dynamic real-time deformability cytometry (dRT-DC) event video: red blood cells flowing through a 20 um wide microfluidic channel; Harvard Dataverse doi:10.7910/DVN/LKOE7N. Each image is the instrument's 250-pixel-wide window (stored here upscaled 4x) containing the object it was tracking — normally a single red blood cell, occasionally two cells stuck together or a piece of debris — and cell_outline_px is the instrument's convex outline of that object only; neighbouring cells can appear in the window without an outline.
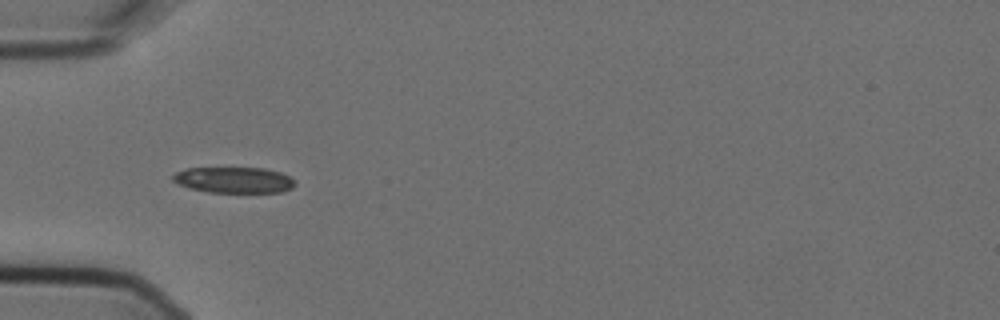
{"species": "Egyptian fruit bat (a non-hibernating species)", "species_latin": "Rousettus aegyptiacus", "temperature_condition": "cold", "stored_images_in_passage": 7, "camera_frame_rate_fps": 3000, "um_per_image_px": 0.085, "animal": {"sex": "female"}, "frame": {"image": 1, "passage_image": 4, "time_ms": 1.0, "image_size_px": [1000, 320], "cell_outline_px": [[296, 184], [292, 188], [284, 192], [208, 192], [188, 188], [172, 180], [172, 176], [176, 172], [188, 168], [264, 168], [280, 172], [288, 176]], "centroid_in_image_um": [19.88, 15.3], "position_along_channel_um": 65.1, "area_um2": 18.38}}
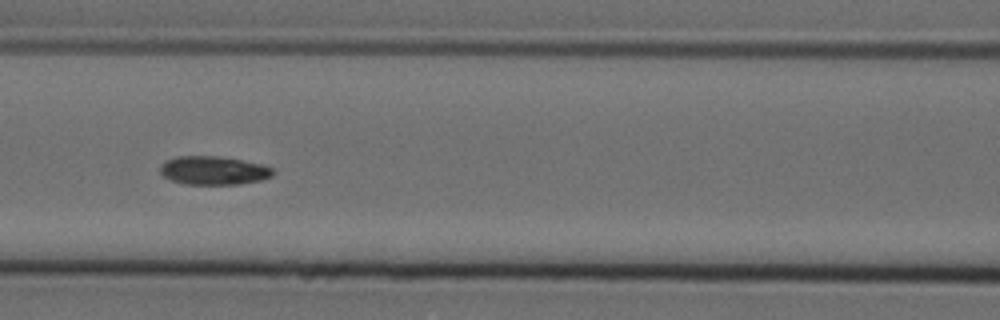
{"frame": {"image": 2, "passage_image": 6, "time_ms": 1.667, "image_size_px": [1000, 320], "cell_outline_px": [[276, 172], [272, 176], [260, 180], [240, 184], [184, 184], [172, 180], [164, 176], [160, 172], [160, 164], [164, 160], [176, 156], [216, 156], [240, 160], [260, 164], [272, 168]], "centroid_in_image_um": [18.12, 14.49], "position_along_channel_um": 148.5, "area_um2": 18.73}}
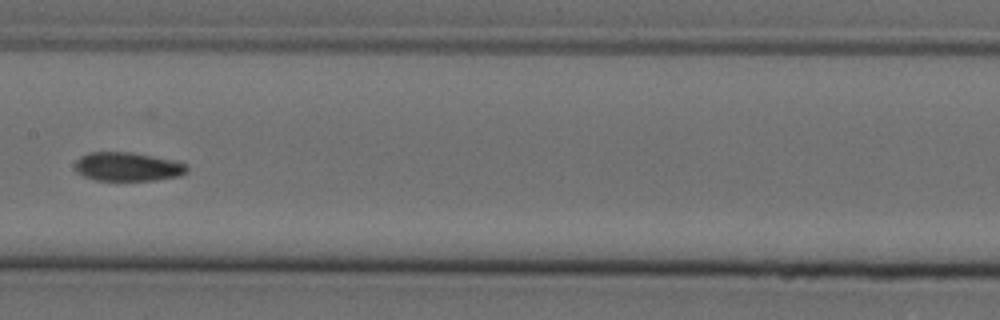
{"frame": {"image": 3, "passage_image": 7, "time_ms": 2.0, "image_size_px": [1000, 320], "cell_outline_px": [[188, 168], [180, 176], [152, 180], [96, 180], [84, 176], [76, 172], [76, 160], [80, 156], [88, 152], [128, 152], [176, 160], [188, 164]], "centroid_in_image_um": [10.85, 14.16], "position_along_channel_um": 196.6, "area_um2": 18.73}}